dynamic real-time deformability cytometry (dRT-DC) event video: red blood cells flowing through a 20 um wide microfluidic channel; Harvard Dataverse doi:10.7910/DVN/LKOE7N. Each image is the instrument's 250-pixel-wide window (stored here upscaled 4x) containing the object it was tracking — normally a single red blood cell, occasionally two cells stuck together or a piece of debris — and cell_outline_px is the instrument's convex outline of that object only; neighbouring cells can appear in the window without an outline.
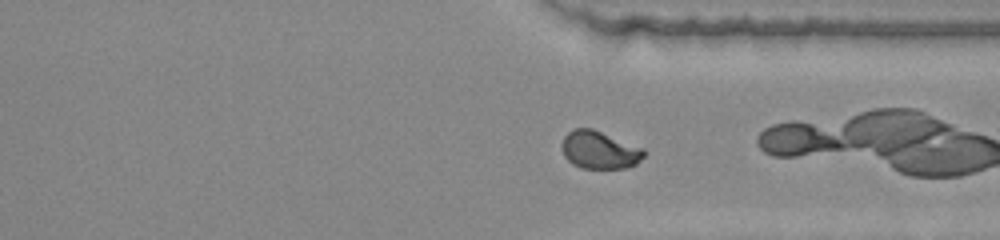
{"species": "common noctule bat (a hibernating species)", "species_latin": "Nyctalus noctula", "temperature_condition": "warm", "stored_images_in_passage": 48, "camera_frame_rate_fps": 3000, "um_per_image_px": 0.085, "animal": {"sex": "female", "body_mass_g": 22.0, "forearm_length_mm": 56.7}, "frame": {"image": 1, "passage_image": 35, "time_ms": 11.333, "image_size_px": [1000, 240], "cell_outline_px": [[648, 152], [636, 164], [628, 168], [580, 168], [572, 164], [564, 156], [560, 144], [564, 136], [572, 128], [592, 128], [644, 148]], "centroid_in_image_um": [50.95, 12.74], "position_along_channel_um": 360.4, "area_um2": 18.38}}
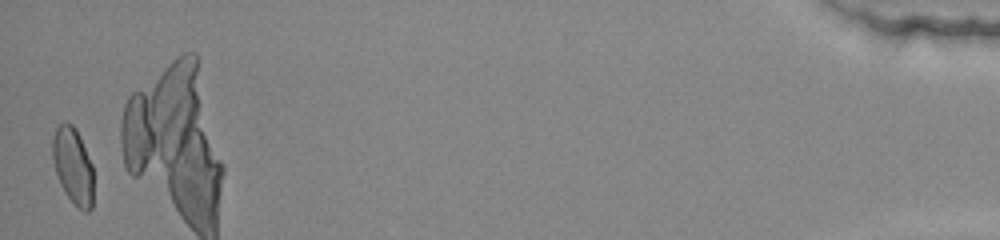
{"frame": {"image": 2, "passage_image": 48, "time_ms": 15.667, "image_size_px": [1000, 240], "cell_outline_px": [[92, 208], [88, 212], [84, 212], [64, 192], [60, 184], [56, 172], [52, 156], [52, 140], [56, 128], [64, 120], [72, 124], [76, 128], [92, 164]], "centroid_in_image_um": [6.19, 14.06], "position_along_channel_um": 429.0, "area_um2": 18.09}, "authors_computed_cell_mechanics": {"area_um2": 18.3515, "velocity_mm_per_s": 3.876, "shape_relaxation_time_tau1_ms": 5.624, "shape_relaxation_time_tau2_ms": null, "deformation_change_tau1": 0.1823, "deformation_change_tau2": null}}